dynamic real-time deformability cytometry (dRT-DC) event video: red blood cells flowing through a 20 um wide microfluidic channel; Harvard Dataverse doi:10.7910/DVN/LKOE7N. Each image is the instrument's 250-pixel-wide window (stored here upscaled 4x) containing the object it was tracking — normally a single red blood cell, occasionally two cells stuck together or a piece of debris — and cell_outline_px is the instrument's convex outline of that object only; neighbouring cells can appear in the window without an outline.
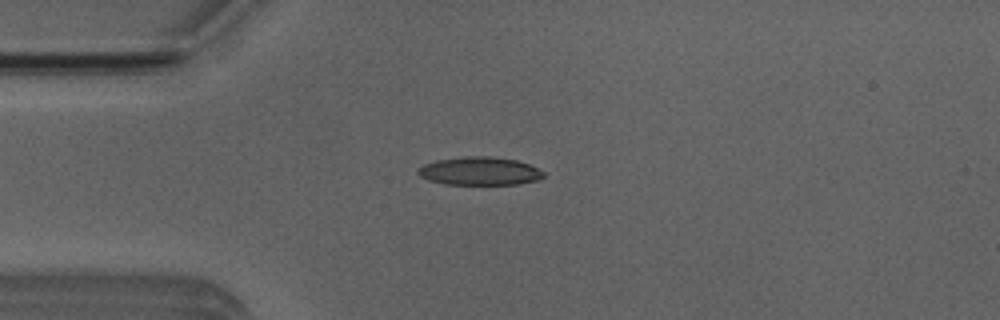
{"species": "Egyptian fruit bat (a non-hibernating species)", "species_latin": "Rousettus aegyptiacus", "temperature_condition": "room temperature", "stored_images_in_passage": 53, "camera_frame_rate_fps": 3000, "um_per_image_px": 0.085, "animal": {"sex": "male"}, "frame": {"image": 1, "passage_image": 13, "time_ms": 4.0, "image_size_px": [1000, 320], "cell_outline_px": [[544, 176], [540, 180], [520, 184], [444, 184], [428, 180], [420, 176], [416, 172], [416, 168], [424, 164], [436, 160], [464, 156], [488, 156], [516, 160], [528, 164], [544, 172]], "centroid_in_image_um": [40.74, 14.54], "position_along_channel_um": 44.3, "area_um2": 20.75}}
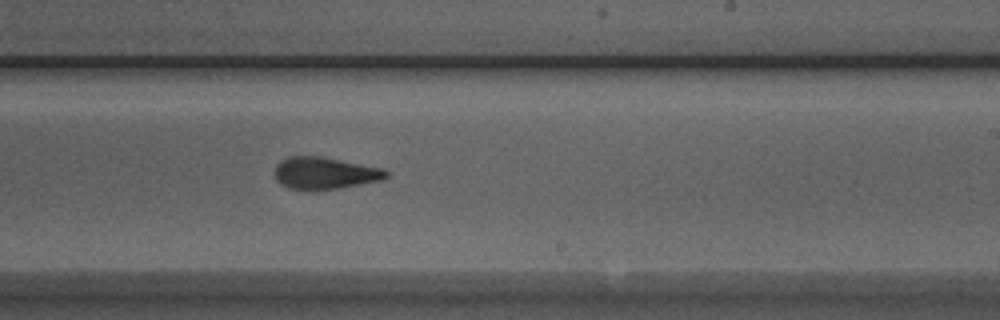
{"frame": {"image": 2, "passage_image": 31, "time_ms": 10.0, "image_size_px": [1000, 320], "cell_outline_px": [[388, 176], [380, 180], [336, 188], [312, 192], [288, 188], [280, 184], [276, 180], [276, 164], [280, 160], [288, 156], [320, 156], [384, 168], [388, 172]], "centroid_in_image_um": [27.56, 14.72], "position_along_channel_um": 261.4, "area_um2": 20.98}}
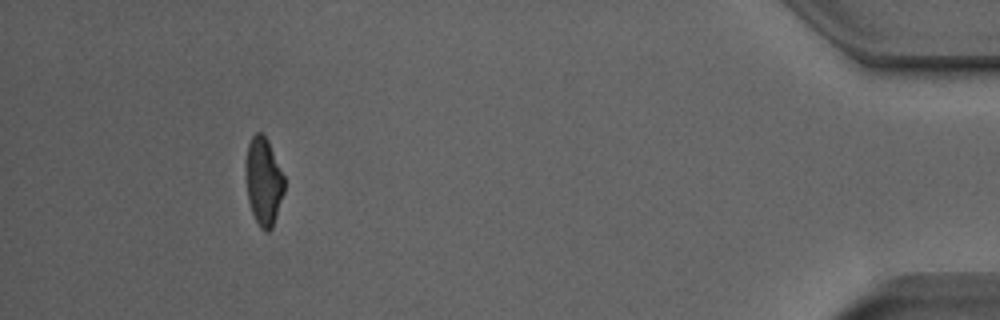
{"frame": {"image": 3, "passage_image": 48, "time_ms": 15.667, "image_size_px": [1000, 320], "cell_outline_px": [[284, 192], [272, 228], [268, 232], [264, 232], [260, 228], [252, 212], [248, 200], [244, 168], [244, 164], [248, 144], [252, 136], [256, 132], [260, 132], [268, 140], [284, 176]], "centroid_in_image_um": [22.38, 15.41], "position_along_channel_um": 412.8, "area_um2": 19.88}, "authors_computed_cell_mechanics": {"area_um2": 20.5768, "velocity_mm_per_s": 3.8967, "shape_relaxation_time_tau1_ms": 10.0184, "shape_relaxation_time_tau2_ms": 2.4723, "deformation_change_tau1": 0.2585, "deformation_change_tau2": 0.1162}}